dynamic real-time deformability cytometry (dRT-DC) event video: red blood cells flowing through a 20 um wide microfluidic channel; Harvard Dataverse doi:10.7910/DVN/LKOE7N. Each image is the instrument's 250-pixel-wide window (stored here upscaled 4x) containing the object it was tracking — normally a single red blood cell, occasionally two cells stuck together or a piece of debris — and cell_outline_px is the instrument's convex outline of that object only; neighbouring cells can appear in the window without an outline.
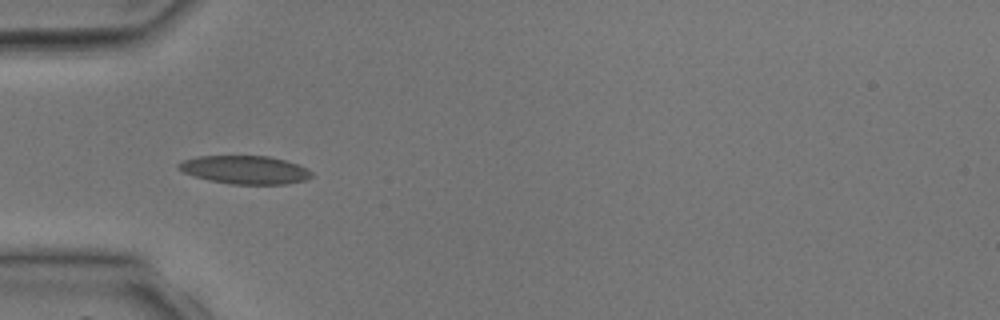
{"species": "common noctule bat (a hibernating species)", "species_latin": "Nyctalus noctula", "temperature_condition": "room temperature", "stored_images_in_passage": 3, "camera_frame_rate_fps": 3000, "um_per_image_px": 0.085, "animal": {"sex": "male", "body_mass_g": 17.9, "forearm_length_mm": 54.2}, "frame": {"image": 1, "passage_image": 2, "time_ms": 1.333, "image_size_px": [1000, 320], "cell_outline_px": [[312, 176], [304, 180], [284, 184], [232, 184], [208, 180], [184, 172], [176, 168], [176, 164], [184, 160], [196, 156], [268, 156], [284, 160], [308, 168], [312, 172]], "centroid_in_image_um": [20.8, 14.43], "position_along_channel_um": 64.2, "area_um2": 21.79}}